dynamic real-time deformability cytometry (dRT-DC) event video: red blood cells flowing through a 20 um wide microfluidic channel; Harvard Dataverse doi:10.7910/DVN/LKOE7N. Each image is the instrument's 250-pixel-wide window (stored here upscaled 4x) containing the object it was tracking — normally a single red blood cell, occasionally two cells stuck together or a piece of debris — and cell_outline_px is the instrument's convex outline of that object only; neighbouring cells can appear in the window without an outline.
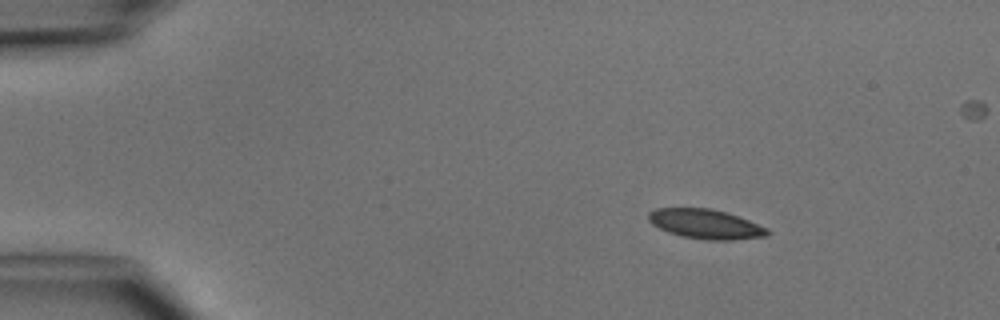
{"species": "common noctule bat (a hibernating species)", "species_latin": "Nyctalus noctula", "temperature_condition": "cold", "stored_images_in_passage": 3, "camera_frame_rate_fps": 3000, "um_per_image_px": 0.085, "animal": {"sex": "male", "body_mass_g": 15.6}, "frame": {"image": 1, "passage_image": 1, "time_ms": 0.0, "image_size_px": [1000, 320], "cell_outline_px": [[772, 232], [768, 236], [732, 240], [708, 240], [680, 236], [668, 232], [652, 224], [648, 220], [648, 212], [656, 208], [712, 208], [748, 220], [768, 228]], "centroid_in_image_um": [59.98, 19.05], "position_along_channel_um": 25.0, "area_um2": 20.52}}